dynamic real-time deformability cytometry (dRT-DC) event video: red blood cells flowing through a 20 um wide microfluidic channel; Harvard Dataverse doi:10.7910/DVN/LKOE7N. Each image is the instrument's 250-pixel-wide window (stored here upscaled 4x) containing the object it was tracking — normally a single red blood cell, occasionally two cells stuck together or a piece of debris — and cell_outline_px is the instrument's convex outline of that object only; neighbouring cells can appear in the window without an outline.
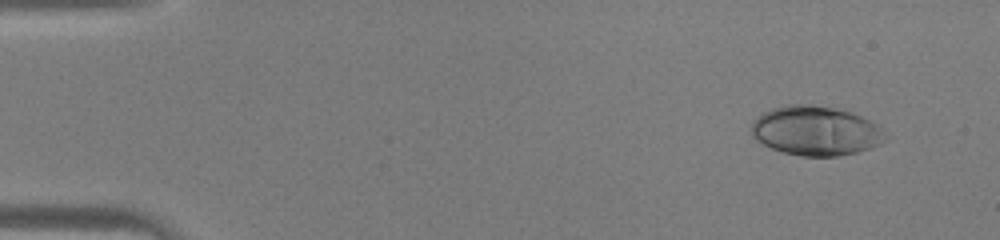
{"species": "human", "species_latin": "Homo sapiens", "temperature_condition": "warm", "stored_images_in_passage": 45, "camera_frame_rate_fps": 3000, "um_per_image_px": 0.085, "donor": {"sex": "male"}, "frame": {"image": 1, "passage_image": 4, "time_ms": 1.0, "image_size_px": [1000, 240], "cell_outline_px": [[888, 136], [880, 144], [872, 148], [856, 152], [836, 156], [800, 156], [784, 152], [772, 148], [756, 140], [752, 136], [752, 124], [764, 112], [772, 108], [788, 104], [812, 104], [836, 108], [852, 112], [876, 124]], "centroid_in_image_um": [69.35, 11.11], "position_along_channel_um": 15.6, "area_um2": 38.44}}
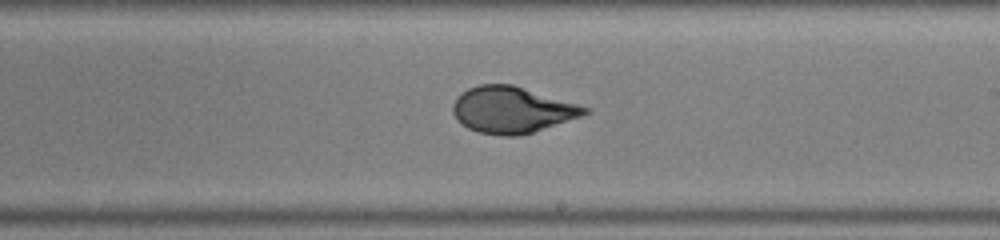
{"frame": {"image": 2, "passage_image": 27, "time_ms": 8.667, "image_size_px": [1000, 240], "cell_outline_px": [[588, 112], [580, 116], [532, 132], [516, 136], [500, 136], [480, 132], [468, 128], [452, 112], [452, 104], [456, 96], [468, 88], [480, 84], [512, 84], [576, 104], [588, 108]], "centroid_in_image_um": [43.45, 9.33], "position_along_channel_um": 245.5, "area_um2": 34.91}}
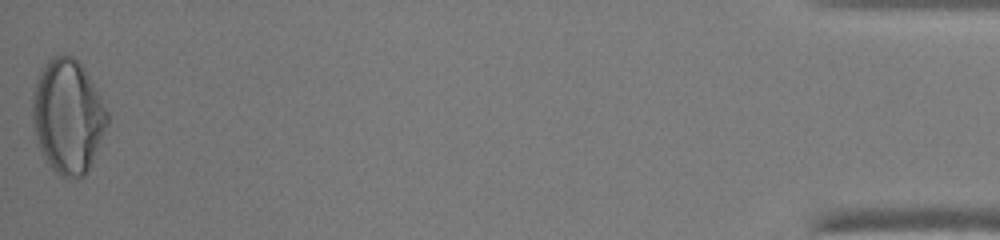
{"frame": {"image": 3, "passage_image": 45, "time_ms": 14.667, "image_size_px": [1000, 240], "cell_outline_px": [[108, 124], [92, 164], [88, 172], [84, 176], [60, 176], [52, 168], [40, 148], [32, 124], [32, 96], [36, 80], [40, 68], [52, 56], [72, 56], [84, 68], [108, 112]], "centroid_in_image_um": [5.76, 9.88], "position_along_channel_um": 429.4, "area_um2": 49.42}}